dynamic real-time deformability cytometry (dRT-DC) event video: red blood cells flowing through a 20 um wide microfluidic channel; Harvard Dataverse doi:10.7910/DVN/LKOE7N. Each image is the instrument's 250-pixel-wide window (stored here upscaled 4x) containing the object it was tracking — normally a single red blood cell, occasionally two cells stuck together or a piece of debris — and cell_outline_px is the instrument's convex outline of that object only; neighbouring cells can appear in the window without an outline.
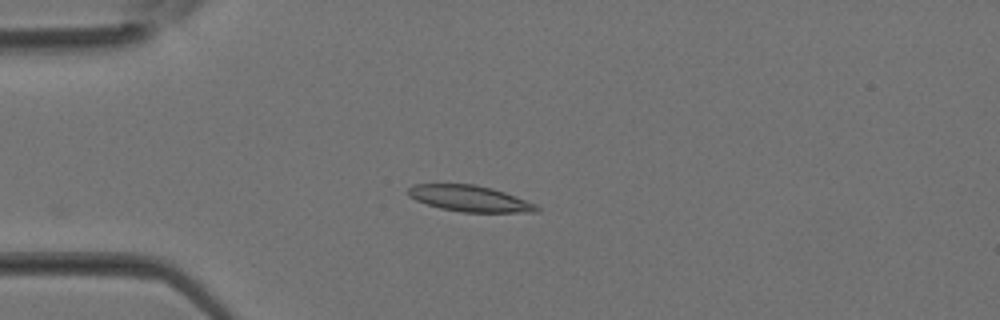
{"species": "Egyptian fruit bat (a non-hibernating species)", "species_latin": "Rousettus aegyptiacus", "temperature_condition": "room temperature", "stored_images_in_passage": 27, "camera_frame_rate_fps": 3000, "um_per_image_px": 0.085, "animal": {"sex": "female"}, "frame": {"image": 1, "passage_image": 1, "time_ms": 0.0, "image_size_px": [1000, 320], "cell_outline_px": [[540, 212], [460, 212], [440, 208], [416, 200], [408, 196], [408, 188], [412, 184], [476, 184], [492, 188], [504, 192], [536, 204], [540, 208]], "centroid_in_image_um": [39.92, 16.87], "position_along_channel_um": 45.1, "area_um2": 19.54}}
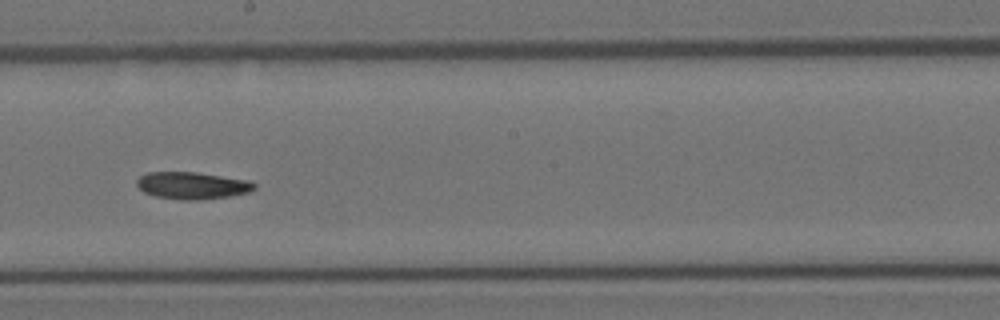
{"frame": {"image": 2, "passage_image": 12, "time_ms": 3.667, "image_size_px": [1000, 320], "cell_outline_px": [[256, 188], [248, 192], [228, 196], [196, 200], [180, 200], [156, 196], [144, 192], [136, 184], [136, 180], [140, 176], [148, 172], [196, 172], [248, 180], [256, 184]], "centroid_in_image_um": [16.32, 15.76], "position_along_channel_um": 231.9, "area_um2": 18.44}}
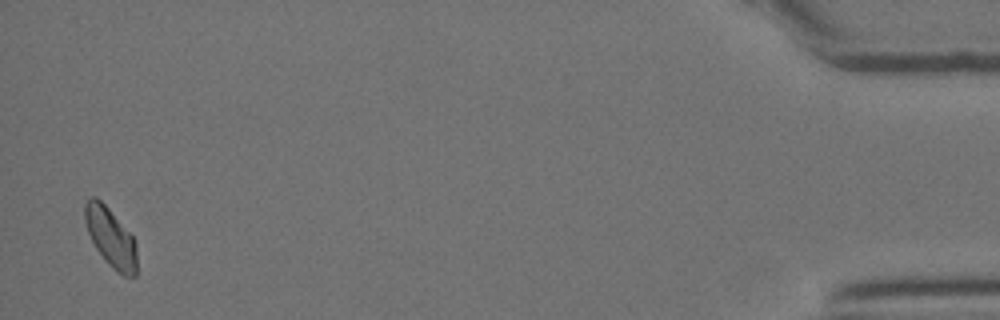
{"frame": {"image": 3, "passage_image": 27, "time_ms": 8.667, "image_size_px": [1000, 320], "cell_outline_px": [[136, 276], [124, 276], [116, 272], [104, 260], [96, 248], [88, 232], [84, 220], [84, 204], [88, 196], [96, 196], [108, 208], [132, 236], [136, 244]], "centroid_in_image_um": [9.38, 20.18], "position_along_channel_um": 425.8, "area_um2": 17.86}}